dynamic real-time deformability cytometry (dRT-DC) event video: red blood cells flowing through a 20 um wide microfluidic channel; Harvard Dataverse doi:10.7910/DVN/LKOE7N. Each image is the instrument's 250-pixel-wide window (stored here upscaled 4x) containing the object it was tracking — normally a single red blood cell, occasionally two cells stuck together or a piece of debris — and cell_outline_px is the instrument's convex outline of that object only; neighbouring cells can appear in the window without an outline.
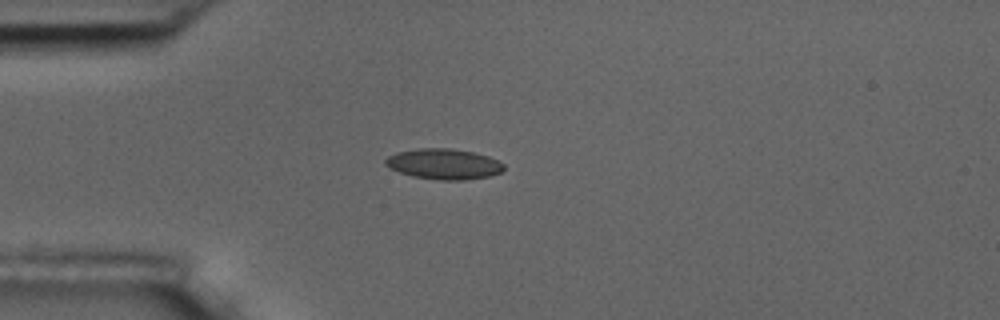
{"species": "common noctule bat (a hibernating species)", "species_latin": "Nyctalus noctula", "temperature_condition": "room temperature", "stored_images_in_passage": 5, "camera_frame_rate_fps": 3000, "um_per_image_px": 0.085, "animal": {"sex": "male", "body_mass_g": 17.5, "forearm_length_mm": 52.3}, "frame": {"image": 1, "passage_image": 5, "time_ms": 4.667, "image_size_px": [1000, 320], "cell_outline_px": [[504, 168], [500, 172], [488, 176], [464, 180], [440, 180], [412, 176], [388, 168], [384, 164], [384, 160], [388, 156], [396, 152], [420, 148], [452, 148], [472, 152], [488, 156], [504, 164]], "centroid_in_image_um": [37.68, 13.94], "position_along_channel_um": 47.3, "area_um2": 21.04}}